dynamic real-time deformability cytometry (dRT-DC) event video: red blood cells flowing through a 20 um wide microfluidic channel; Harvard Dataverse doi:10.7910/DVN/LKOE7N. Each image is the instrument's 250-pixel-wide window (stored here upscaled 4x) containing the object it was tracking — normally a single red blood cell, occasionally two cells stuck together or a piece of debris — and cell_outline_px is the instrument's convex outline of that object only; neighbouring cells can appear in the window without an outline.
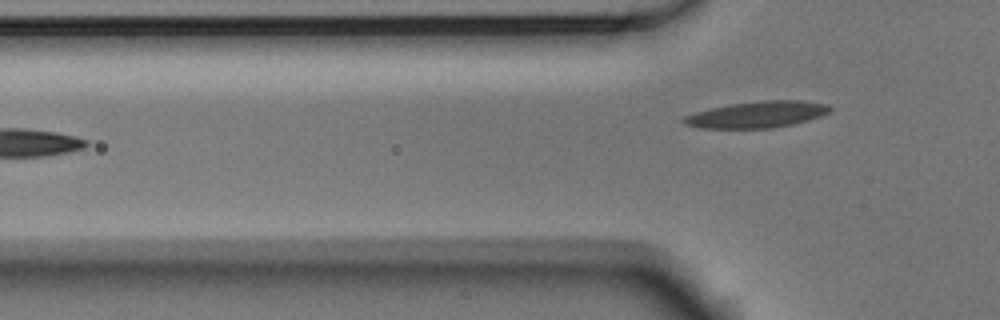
{"species": "Egyptian fruit bat (a non-hibernating species)", "species_latin": "Rousettus aegyptiacus", "temperature_condition": "room temperature", "stored_images_in_passage": 6, "camera_frame_rate_fps": 3000, "um_per_image_px": 0.085, "animal": {"sex": "male"}, "frame": {"image": 1, "passage_image": 6, "time_ms": 1.667, "image_size_px": [1000, 320], "cell_outline_px": [[832, 108], [828, 112], [820, 116], [808, 120], [792, 124], [772, 128], [700, 128], [684, 124], [680, 120], [684, 116], [696, 112], [712, 108], [732, 104], [760, 100], [800, 100], [828, 104]], "centroid_in_image_um": [64.34, 9.73], "position_along_channel_um": 61.5, "area_um2": 22.43}}